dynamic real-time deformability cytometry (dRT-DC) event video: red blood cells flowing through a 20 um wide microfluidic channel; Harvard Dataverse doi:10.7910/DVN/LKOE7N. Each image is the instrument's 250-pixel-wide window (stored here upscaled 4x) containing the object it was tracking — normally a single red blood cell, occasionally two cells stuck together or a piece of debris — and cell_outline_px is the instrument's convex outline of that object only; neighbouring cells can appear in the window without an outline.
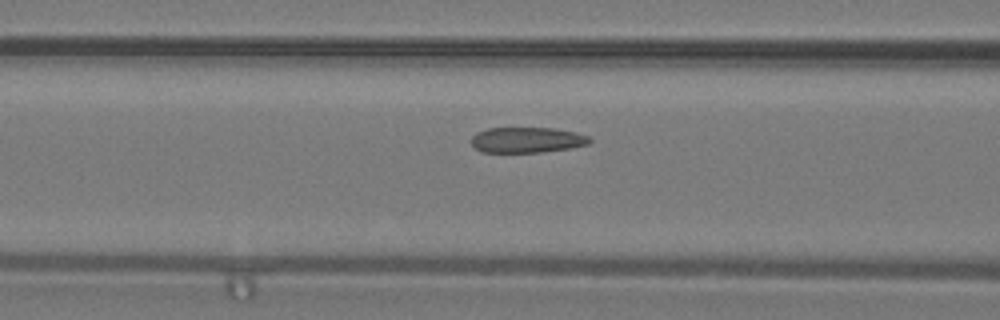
{"species": "common noctule bat (a hibernating species)", "species_latin": "Nyctalus noctula", "temperature_condition": "warm", "stored_images_in_passage": 9, "camera_frame_rate_fps": 3000, "um_per_image_px": 0.085, "animal": {"sex": "male", "body_mass_g": 19.2, "forearm_length_mm": 51.8}, "frame": {"image": 1, "passage_image": 8, "time_ms": 2.333, "image_size_px": [1000, 320], "cell_outline_px": [[592, 140], [588, 144], [572, 148], [544, 152], [480, 152], [472, 144], [472, 136], [476, 132], [488, 128], [552, 128], [576, 132], [588, 136]], "centroid_in_image_um": [44.8, 11.9], "position_along_channel_um": 121.8, "area_um2": 17.69}}